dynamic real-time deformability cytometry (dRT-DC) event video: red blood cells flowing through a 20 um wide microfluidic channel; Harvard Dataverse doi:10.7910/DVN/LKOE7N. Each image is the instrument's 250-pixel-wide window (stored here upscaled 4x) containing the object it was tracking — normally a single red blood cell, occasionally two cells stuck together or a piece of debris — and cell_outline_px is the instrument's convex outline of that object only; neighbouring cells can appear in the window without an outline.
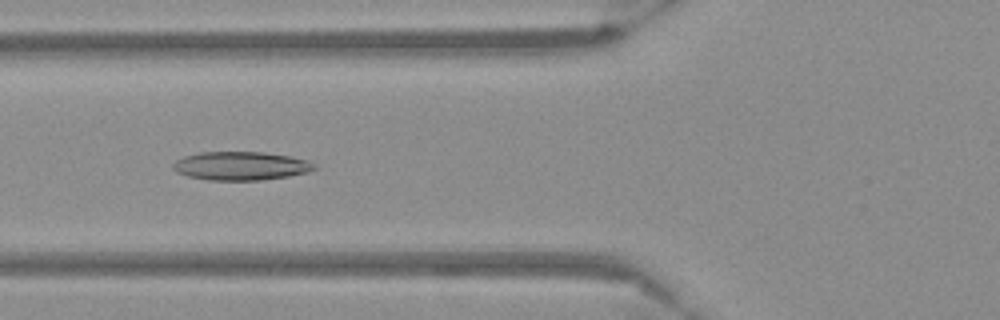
{"species": "Egyptian fruit bat (a non-hibernating species)", "species_latin": "Rousettus aegyptiacus", "temperature_condition": "warm", "stored_images_in_passage": 53, "camera_frame_rate_fps": 3000, "um_per_image_px": 0.085, "frame": {"image": 1, "passage_image": 20, "time_ms": 6.333, "image_size_px": [1000, 320], "cell_outline_px": [[316, 168], [308, 172], [288, 176], [260, 180], [208, 180], [188, 176], [176, 172], [172, 168], [172, 164], [176, 160], [184, 156], [200, 152], [264, 152], [288, 156], [308, 160], [316, 164]], "centroid_in_image_um": [20.46, 14.1], "position_along_channel_um": 105.3, "area_um2": 23.52}}
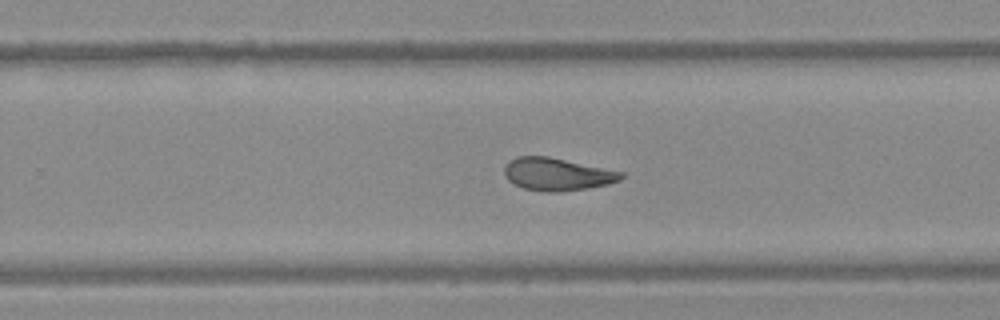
{"frame": {"image": 2, "passage_image": 34, "time_ms": 11.0, "image_size_px": [1000, 320], "cell_outline_px": [[624, 176], [620, 180], [608, 184], [588, 188], [556, 192], [544, 192], [524, 188], [512, 184], [504, 176], [504, 168], [508, 160], [516, 156], [548, 156], [624, 172]], "centroid_in_image_um": [47.32, 14.8], "position_along_channel_um": 282.5, "area_um2": 22.37}}
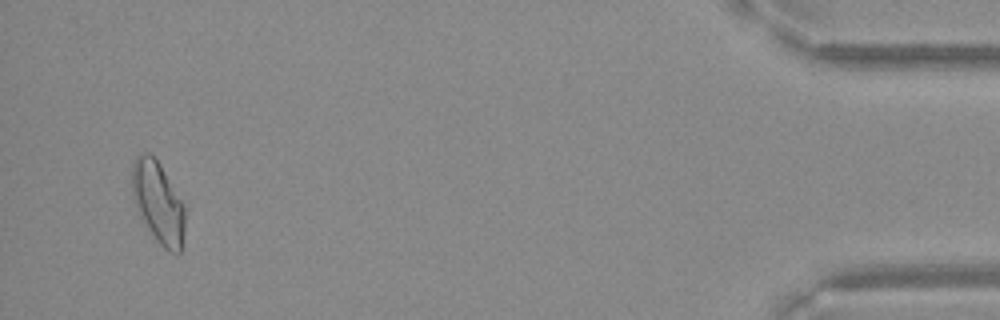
{"frame": {"image": 3, "passage_image": 51, "time_ms": 16.667, "image_size_px": [1000, 320], "cell_outline_px": [[188, 208], [184, 232], [180, 252], [168, 252], [156, 240], [140, 216], [136, 208], [132, 196], [132, 164], [136, 156], [140, 152], [148, 152], [160, 164], [188, 200]], "centroid_in_image_um": [13.53, 17.16], "position_along_channel_um": 421.7, "area_um2": 26.47}}